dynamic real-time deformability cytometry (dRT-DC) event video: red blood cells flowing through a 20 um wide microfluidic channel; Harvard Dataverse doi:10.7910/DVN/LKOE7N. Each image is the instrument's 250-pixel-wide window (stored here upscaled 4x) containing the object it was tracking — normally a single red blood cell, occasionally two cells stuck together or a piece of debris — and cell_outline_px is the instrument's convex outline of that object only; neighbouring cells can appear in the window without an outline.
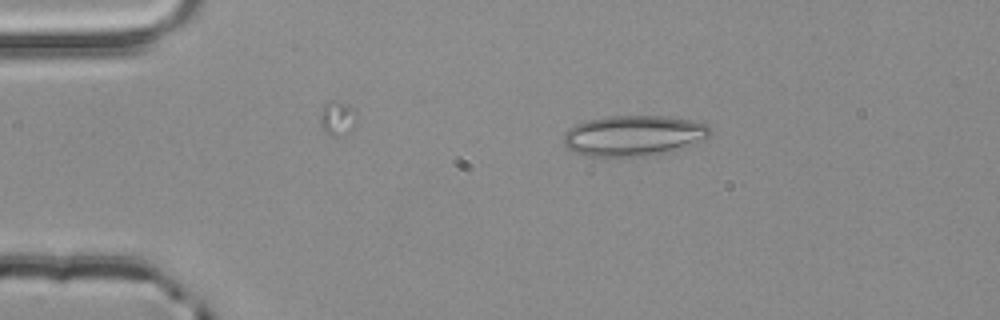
{"species": "common noctule bat (a hibernating species)", "species_latin": "Nyctalus noctula", "temperature_condition": "room temperature", "stored_images_in_passage": 2, "camera_frame_rate_fps": 3000, "um_per_image_px": 0.085, "animal": {"sex": "male", "body_mass_g": 20.4}, "frame": {"image": 1, "passage_image": 1, "time_ms": 0.0, "image_size_px": [1000, 320], "cell_outline_px": [[712, 132], [708, 136], [672, 152], [644, 156], [588, 156], [572, 152], [564, 144], [564, 132], [568, 128], [576, 124], [588, 120], [604, 116], [664, 116], [692, 120], [708, 124], [712, 128]], "centroid_in_image_um": [53.84, 11.52], "position_along_channel_um": 31.2, "area_um2": 34.8}}